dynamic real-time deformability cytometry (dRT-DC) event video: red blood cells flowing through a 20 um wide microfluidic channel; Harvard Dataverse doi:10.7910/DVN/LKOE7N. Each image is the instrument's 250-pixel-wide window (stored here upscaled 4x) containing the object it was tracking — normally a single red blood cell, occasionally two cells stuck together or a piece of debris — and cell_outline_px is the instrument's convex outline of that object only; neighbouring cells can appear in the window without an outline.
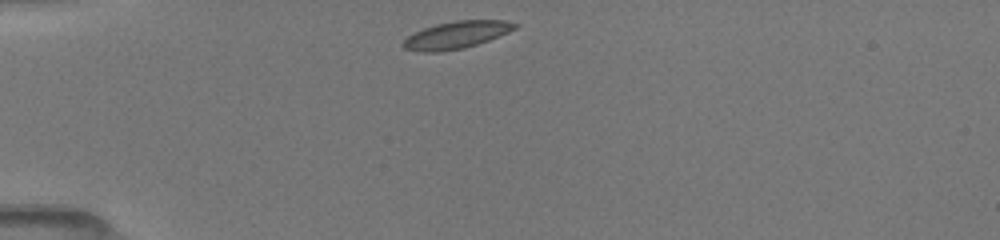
{"species": "common noctule bat (a hibernating species)", "species_latin": "Nyctalus noctula", "temperature_condition": "room temperature", "stored_images_in_passage": 15, "camera_frame_rate_fps": 3000, "um_per_image_px": 0.085, "animal": {"sex": "female", "body_mass_g": 19.5, "forearm_length_mm": 54.1}, "frame": {"image": 1, "passage_image": 1, "time_ms": 0.0, "image_size_px": [1000, 240], "cell_outline_px": [[520, 24], [516, 28], [508, 32], [488, 40], [464, 48], [440, 52], [420, 52], [404, 48], [400, 44], [408, 36], [424, 28], [436, 24], [456, 20], [504, 20]], "centroid_in_image_um": [38.78, 2.97], "position_along_channel_um": 46.2, "area_um2": 17.69}}
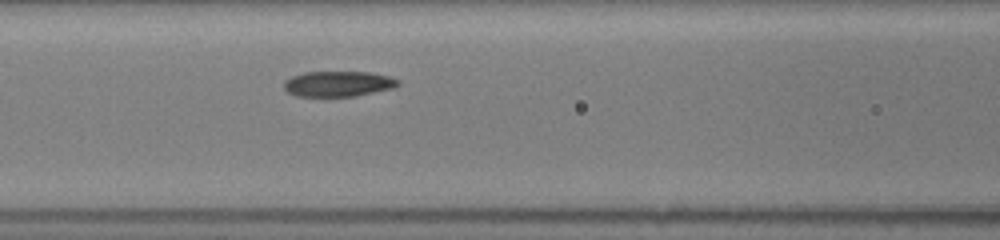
{"frame": {"image": 2, "passage_image": 10, "time_ms": 3.0, "image_size_px": [1000, 240], "cell_outline_px": [[400, 84], [392, 88], [356, 96], [296, 96], [288, 92], [284, 88], [284, 80], [292, 76], [304, 72], [368, 72], [388, 76], [400, 80]], "centroid_in_image_um": [28.73, 7.12], "position_along_channel_um": 137.9, "area_um2": 16.88}}
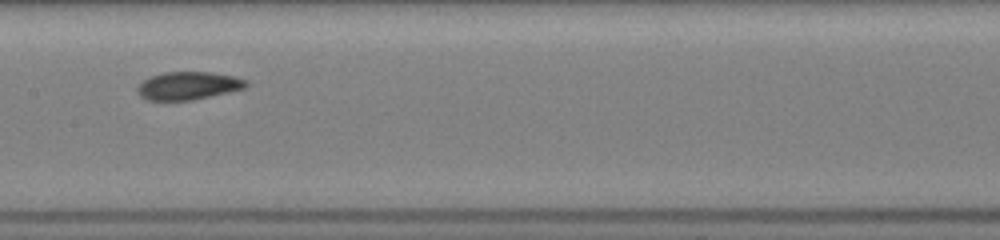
{"frame": {"image": 3, "passage_image": 14, "time_ms": 4.333, "image_size_px": [1000, 240], "cell_outline_px": [[248, 84], [244, 88], [228, 92], [192, 100], [148, 100], [140, 96], [136, 92], [136, 88], [148, 76], [164, 72], [208, 72], [232, 76], [248, 80]], "centroid_in_image_um": [15.96, 7.28], "position_along_channel_um": 191.4, "area_um2": 17.63}}